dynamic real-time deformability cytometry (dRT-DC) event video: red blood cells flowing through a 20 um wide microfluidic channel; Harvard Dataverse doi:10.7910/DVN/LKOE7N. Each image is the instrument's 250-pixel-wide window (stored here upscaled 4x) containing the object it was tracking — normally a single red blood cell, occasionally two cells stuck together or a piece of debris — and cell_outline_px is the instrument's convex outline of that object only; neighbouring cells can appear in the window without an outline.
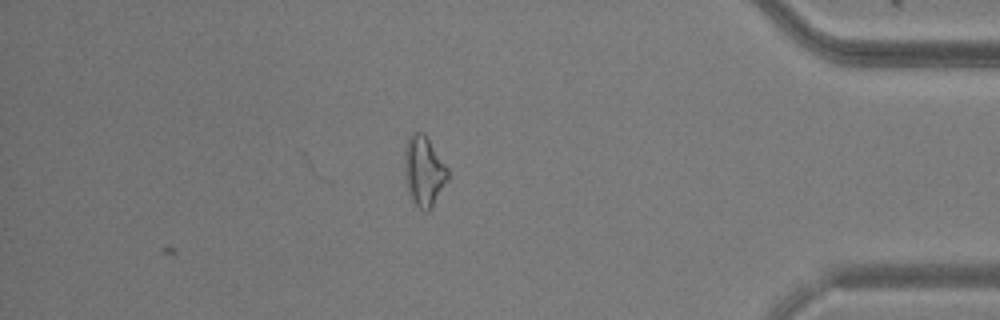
{"species": "common noctule bat (a hibernating species)", "species_latin": "Nyctalus noctula", "temperature_condition": "warm", "stored_images_in_passage": 31, "camera_frame_rate_fps": 3000, "um_per_image_px": 0.085, "animal": {"sex": "male", "body_mass_g": 20.5, "forearm_length_mm": 52.5}, "frame": {"image": 1, "passage_image": 31, "time_ms": 10.0, "image_size_px": [1000, 320], "cell_outline_px": [[448, 180], [428, 212], [424, 212], [412, 200], [408, 192], [404, 172], [404, 152], [408, 136], [412, 132], [424, 132], [448, 168]], "centroid_in_image_um": [36.01, 14.52], "position_along_channel_um": 399.2, "area_um2": 17.74}}